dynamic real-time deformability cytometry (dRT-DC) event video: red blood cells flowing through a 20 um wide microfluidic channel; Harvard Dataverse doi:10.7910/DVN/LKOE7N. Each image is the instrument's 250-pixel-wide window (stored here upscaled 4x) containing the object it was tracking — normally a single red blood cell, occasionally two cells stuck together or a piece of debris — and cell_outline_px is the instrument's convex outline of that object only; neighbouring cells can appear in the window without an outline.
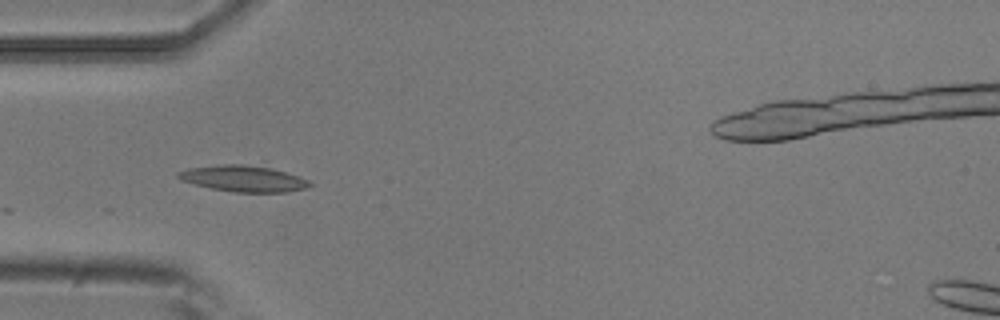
{"species": "common noctule bat (a hibernating species)", "species_latin": "Nyctalus noctula", "temperature_condition": "room temperature", "stored_images_in_passage": 6, "camera_frame_rate_fps": 3000, "um_per_image_px": 0.085, "animal": {"sex": "male", "body_mass_g": 20.5, "forearm_length_mm": 52.5}, "frame": {"image": 1, "passage_image": 4, "time_ms": 1.0, "image_size_px": [1000, 320], "cell_outline_px": [[312, 184], [308, 188], [288, 192], [236, 192], [212, 188], [180, 180], [176, 176], [176, 172], [188, 168], [224, 164], [240, 164], [268, 168], [284, 172], [308, 180]], "centroid_in_image_um": [20.66, 15.19], "position_along_channel_um": 64.3, "area_um2": 19.71}}
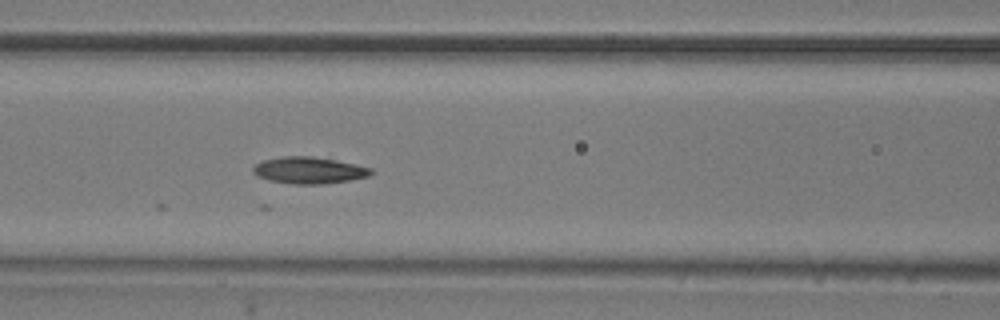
{"frame": {"image": 2, "passage_image": 6, "time_ms": 1.667, "image_size_px": [1000, 320], "cell_outline_px": [[372, 172], [368, 176], [348, 180], [324, 184], [296, 184], [268, 180], [256, 176], [252, 172], [252, 168], [256, 164], [264, 160], [284, 156], [312, 156], [336, 160], [356, 164], [372, 168]], "centroid_in_image_um": [26.24, 14.47], "position_along_channel_um": 140.4, "area_um2": 18.26}}